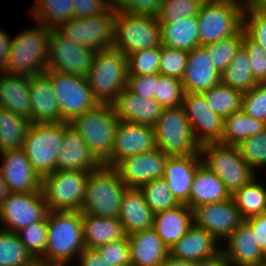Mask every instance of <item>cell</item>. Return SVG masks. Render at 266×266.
Returning <instances> with one entry per match:
<instances>
[{
    "mask_svg": "<svg viewBox=\"0 0 266 266\" xmlns=\"http://www.w3.org/2000/svg\"><path fill=\"white\" fill-rule=\"evenodd\" d=\"M47 223L46 252L38 266H70L85 249L82 213L49 210Z\"/></svg>",
    "mask_w": 266,
    "mask_h": 266,
    "instance_id": "1",
    "label": "cell"
},
{
    "mask_svg": "<svg viewBox=\"0 0 266 266\" xmlns=\"http://www.w3.org/2000/svg\"><path fill=\"white\" fill-rule=\"evenodd\" d=\"M86 79L99 104H112L127 86V56L115 48L96 51Z\"/></svg>",
    "mask_w": 266,
    "mask_h": 266,
    "instance_id": "2",
    "label": "cell"
},
{
    "mask_svg": "<svg viewBox=\"0 0 266 266\" xmlns=\"http://www.w3.org/2000/svg\"><path fill=\"white\" fill-rule=\"evenodd\" d=\"M34 26L13 37L9 59L2 71L32 77L47 70L51 29L39 23Z\"/></svg>",
    "mask_w": 266,
    "mask_h": 266,
    "instance_id": "3",
    "label": "cell"
},
{
    "mask_svg": "<svg viewBox=\"0 0 266 266\" xmlns=\"http://www.w3.org/2000/svg\"><path fill=\"white\" fill-rule=\"evenodd\" d=\"M127 189L113 167L102 165L89 173L81 213L97 217H118L122 196Z\"/></svg>",
    "mask_w": 266,
    "mask_h": 266,
    "instance_id": "4",
    "label": "cell"
},
{
    "mask_svg": "<svg viewBox=\"0 0 266 266\" xmlns=\"http://www.w3.org/2000/svg\"><path fill=\"white\" fill-rule=\"evenodd\" d=\"M118 122L112 104H98L74 117L69 125L80 134L90 151L103 164L111 155Z\"/></svg>",
    "mask_w": 266,
    "mask_h": 266,
    "instance_id": "5",
    "label": "cell"
},
{
    "mask_svg": "<svg viewBox=\"0 0 266 266\" xmlns=\"http://www.w3.org/2000/svg\"><path fill=\"white\" fill-rule=\"evenodd\" d=\"M245 6L239 0H204L197 14L200 46L237 34Z\"/></svg>",
    "mask_w": 266,
    "mask_h": 266,
    "instance_id": "6",
    "label": "cell"
},
{
    "mask_svg": "<svg viewBox=\"0 0 266 266\" xmlns=\"http://www.w3.org/2000/svg\"><path fill=\"white\" fill-rule=\"evenodd\" d=\"M200 153L203 164L223 181L230 196L257 177L236 146L208 143Z\"/></svg>",
    "mask_w": 266,
    "mask_h": 266,
    "instance_id": "7",
    "label": "cell"
},
{
    "mask_svg": "<svg viewBox=\"0 0 266 266\" xmlns=\"http://www.w3.org/2000/svg\"><path fill=\"white\" fill-rule=\"evenodd\" d=\"M161 46L156 16L129 14L116 9L113 48L128 56L141 49Z\"/></svg>",
    "mask_w": 266,
    "mask_h": 266,
    "instance_id": "8",
    "label": "cell"
},
{
    "mask_svg": "<svg viewBox=\"0 0 266 266\" xmlns=\"http://www.w3.org/2000/svg\"><path fill=\"white\" fill-rule=\"evenodd\" d=\"M156 145L168 156L201 155L182 106L164 108L153 126Z\"/></svg>",
    "mask_w": 266,
    "mask_h": 266,
    "instance_id": "9",
    "label": "cell"
},
{
    "mask_svg": "<svg viewBox=\"0 0 266 266\" xmlns=\"http://www.w3.org/2000/svg\"><path fill=\"white\" fill-rule=\"evenodd\" d=\"M63 139V121L31 123L23 144L33 170L41 177L56 171L58 150Z\"/></svg>",
    "mask_w": 266,
    "mask_h": 266,
    "instance_id": "10",
    "label": "cell"
},
{
    "mask_svg": "<svg viewBox=\"0 0 266 266\" xmlns=\"http://www.w3.org/2000/svg\"><path fill=\"white\" fill-rule=\"evenodd\" d=\"M89 171L56 170L42 178V192L51 211L81 212Z\"/></svg>",
    "mask_w": 266,
    "mask_h": 266,
    "instance_id": "11",
    "label": "cell"
},
{
    "mask_svg": "<svg viewBox=\"0 0 266 266\" xmlns=\"http://www.w3.org/2000/svg\"><path fill=\"white\" fill-rule=\"evenodd\" d=\"M49 79L57 100L61 121L89 111L99 103L94 98L86 77L49 70Z\"/></svg>",
    "mask_w": 266,
    "mask_h": 266,
    "instance_id": "12",
    "label": "cell"
},
{
    "mask_svg": "<svg viewBox=\"0 0 266 266\" xmlns=\"http://www.w3.org/2000/svg\"><path fill=\"white\" fill-rule=\"evenodd\" d=\"M116 8L93 17L72 18L57 30L69 40L94 51L113 48Z\"/></svg>",
    "mask_w": 266,
    "mask_h": 266,
    "instance_id": "13",
    "label": "cell"
},
{
    "mask_svg": "<svg viewBox=\"0 0 266 266\" xmlns=\"http://www.w3.org/2000/svg\"><path fill=\"white\" fill-rule=\"evenodd\" d=\"M49 212L42 191L8 192L0 203V229L14 232L44 220Z\"/></svg>",
    "mask_w": 266,
    "mask_h": 266,
    "instance_id": "14",
    "label": "cell"
},
{
    "mask_svg": "<svg viewBox=\"0 0 266 266\" xmlns=\"http://www.w3.org/2000/svg\"><path fill=\"white\" fill-rule=\"evenodd\" d=\"M95 52L65 38L57 29L51 30L47 70L86 77Z\"/></svg>",
    "mask_w": 266,
    "mask_h": 266,
    "instance_id": "15",
    "label": "cell"
},
{
    "mask_svg": "<svg viewBox=\"0 0 266 266\" xmlns=\"http://www.w3.org/2000/svg\"><path fill=\"white\" fill-rule=\"evenodd\" d=\"M182 107L197 143H221L224 119L207 105L203 93L184 92Z\"/></svg>",
    "mask_w": 266,
    "mask_h": 266,
    "instance_id": "16",
    "label": "cell"
},
{
    "mask_svg": "<svg viewBox=\"0 0 266 266\" xmlns=\"http://www.w3.org/2000/svg\"><path fill=\"white\" fill-rule=\"evenodd\" d=\"M157 148L154 127L119 120L110 157L103 165L113 167L121 159Z\"/></svg>",
    "mask_w": 266,
    "mask_h": 266,
    "instance_id": "17",
    "label": "cell"
},
{
    "mask_svg": "<svg viewBox=\"0 0 266 266\" xmlns=\"http://www.w3.org/2000/svg\"><path fill=\"white\" fill-rule=\"evenodd\" d=\"M168 157L161 149L155 148L121 159L113 168L128 188L139 189L151 180L162 178Z\"/></svg>",
    "mask_w": 266,
    "mask_h": 266,
    "instance_id": "18",
    "label": "cell"
},
{
    "mask_svg": "<svg viewBox=\"0 0 266 266\" xmlns=\"http://www.w3.org/2000/svg\"><path fill=\"white\" fill-rule=\"evenodd\" d=\"M243 221L232 197L193 209V223L207 230L219 242L229 237Z\"/></svg>",
    "mask_w": 266,
    "mask_h": 266,
    "instance_id": "19",
    "label": "cell"
},
{
    "mask_svg": "<svg viewBox=\"0 0 266 266\" xmlns=\"http://www.w3.org/2000/svg\"><path fill=\"white\" fill-rule=\"evenodd\" d=\"M0 173L8 192L42 191V178L33 170L22 148L0 153Z\"/></svg>",
    "mask_w": 266,
    "mask_h": 266,
    "instance_id": "20",
    "label": "cell"
},
{
    "mask_svg": "<svg viewBox=\"0 0 266 266\" xmlns=\"http://www.w3.org/2000/svg\"><path fill=\"white\" fill-rule=\"evenodd\" d=\"M224 253L229 266H266V255L253 235L251 225L244 220L224 241Z\"/></svg>",
    "mask_w": 266,
    "mask_h": 266,
    "instance_id": "21",
    "label": "cell"
},
{
    "mask_svg": "<svg viewBox=\"0 0 266 266\" xmlns=\"http://www.w3.org/2000/svg\"><path fill=\"white\" fill-rule=\"evenodd\" d=\"M103 164L90 151L80 134L63 121V139L58 150L56 170L95 171Z\"/></svg>",
    "mask_w": 266,
    "mask_h": 266,
    "instance_id": "22",
    "label": "cell"
},
{
    "mask_svg": "<svg viewBox=\"0 0 266 266\" xmlns=\"http://www.w3.org/2000/svg\"><path fill=\"white\" fill-rule=\"evenodd\" d=\"M221 244L211 233L193 223L186 233L169 248V254L175 258L196 263L221 252Z\"/></svg>",
    "mask_w": 266,
    "mask_h": 266,
    "instance_id": "23",
    "label": "cell"
},
{
    "mask_svg": "<svg viewBox=\"0 0 266 266\" xmlns=\"http://www.w3.org/2000/svg\"><path fill=\"white\" fill-rule=\"evenodd\" d=\"M184 92L203 93L221 82L209 55L202 47L188 51L187 65L181 79Z\"/></svg>",
    "mask_w": 266,
    "mask_h": 266,
    "instance_id": "24",
    "label": "cell"
},
{
    "mask_svg": "<svg viewBox=\"0 0 266 266\" xmlns=\"http://www.w3.org/2000/svg\"><path fill=\"white\" fill-rule=\"evenodd\" d=\"M202 163L201 155H190L169 156L165 164L162 178L177 201L188 207L193 177Z\"/></svg>",
    "mask_w": 266,
    "mask_h": 266,
    "instance_id": "25",
    "label": "cell"
},
{
    "mask_svg": "<svg viewBox=\"0 0 266 266\" xmlns=\"http://www.w3.org/2000/svg\"><path fill=\"white\" fill-rule=\"evenodd\" d=\"M115 114L121 121L154 126L160 118L163 107L154 99H147L125 87L112 103Z\"/></svg>",
    "mask_w": 266,
    "mask_h": 266,
    "instance_id": "26",
    "label": "cell"
},
{
    "mask_svg": "<svg viewBox=\"0 0 266 266\" xmlns=\"http://www.w3.org/2000/svg\"><path fill=\"white\" fill-rule=\"evenodd\" d=\"M31 123L62 122L49 70L30 77Z\"/></svg>",
    "mask_w": 266,
    "mask_h": 266,
    "instance_id": "27",
    "label": "cell"
},
{
    "mask_svg": "<svg viewBox=\"0 0 266 266\" xmlns=\"http://www.w3.org/2000/svg\"><path fill=\"white\" fill-rule=\"evenodd\" d=\"M30 77L0 70V107L31 123Z\"/></svg>",
    "mask_w": 266,
    "mask_h": 266,
    "instance_id": "28",
    "label": "cell"
},
{
    "mask_svg": "<svg viewBox=\"0 0 266 266\" xmlns=\"http://www.w3.org/2000/svg\"><path fill=\"white\" fill-rule=\"evenodd\" d=\"M127 237L131 266H160L169 255V248L162 242L153 227Z\"/></svg>",
    "mask_w": 266,
    "mask_h": 266,
    "instance_id": "29",
    "label": "cell"
},
{
    "mask_svg": "<svg viewBox=\"0 0 266 266\" xmlns=\"http://www.w3.org/2000/svg\"><path fill=\"white\" fill-rule=\"evenodd\" d=\"M120 206L118 218L126 236L153 227L154 213L139 189L128 188L122 196Z\"/></svg>",
    "mask_w": 266,
    "mask_h": 266,
    "instance_id": "30",
    "label": "cell"
},
{
    "mask_svg": "<svg viewBox=\"0 0 266 266\" xmlns=\"http://www.w3.org/2000/svg\"><path fill=\"white\" fill-rule=\"evenodd\" d=\"M193 224V210L186 204L154 214L153 228L162 242L170 248Z\"/></svg>",
    "mask_w": 266,
    "mask_h": 266,
    "instance_id": "31",
    "label": "cell"
},
{
    "mask_svg": "<svg viewBox=\"0 0 266 266\" xmlns=\"http://www.w3.org/2000/svg\"><path fill=\"white\" fill-rule=\"evenodd\" d=\"M223 181L203 163L197 168L190 191L189 207L224 201L230 198Z\"/></svg>",
    "mask_w": 266,
    "mask_h": 266,
    "instance_id": "32",
    "label": "cell"
},
{
    "mask_svg": "<svg viewBox=\"0 0 266 266\" xmlns=\"http://www.w3.org/2000/svg\"><path fill=\"white\" fill-rule=\"evenodd\" d=\"M82 224L85 248L95 249L126 236L118 217H97L82 213Z\"/></svg>",
    "mask_w": 266,
    "mask_h": 266,
    "instance_id": "33",
    "label": "cell"
},
{
    "mask_svg": "<svg viewBox=\"0 0 266 266\" xmlns=\"http://www.w3.org/2000/svg\"><path fill=\"white\" fill-rule=\"evenodd\" d=\"M159 24L161 45L185 51L200 46L197 16Z\"/></svg>",
    "mask_w": 266,
    "mask_h": 266,
    "instance_id": "34",
    "label": "cell"
},
{
    "mask_svg": "<svg viewBox=\"0 0 266 266\" xmlns=\"http://www.w3.org/2000/svg\"><path fill=\"white\" fill-rule=\"evenodd\" d=\"M73 0H36L31 8L34 22L55 30L74 18Z\"/></svg>",
    "mask_w": 266,
    "mask_h": 266,
    "instance_id": "35",
    "label": "cell"
},
{
    "mask_svg": "<svg viewBox=\"0 0 266 266\" xmlns=\"http://www.w3.org/2000/svg\"><path fill=\"white\" fill-rule=\"evenodd\" d=\"M266 129V123L248 116L241 109L224 118L221 144L237 146Z\"/></svg>",
    "mask_w": 266,
    "mask_h": 266,
    "instance_id": "36",
    "label": "cell"
},
{
    "mask_svg": "<svg viewBox=\"0 0 266 266\" xmlns=\"http://www.w3.org/2000/svg\"><path fill=\"white\" fill-rule=\"evenodd\" d=\"M30 121L0 107V153L23 147Z\"/></svg>",
    "mask_w": 266,
    "mask_h": 266,
    "instance_id": "37",
    "label": "cell"
},
{
    "mask_svg": "<svg viewBox=\"0 0 266 266\" xmlns=\"http://www.w3.org/2000/svg\"><path fill=\"white\" fill-rule=\"evenodd\" d=\"M256 177L231 195L244 220L266 212V185Z\"/></svg>",
    "mask_w": 266,
    "mask_h": 266,
    "instance_id": "38",
    "label": "cell"
},
{
    "mask_svg": "<svg viewBox=\"0 0 266 266\" xmlns=\"http://www.w3.org/2000/svg\"><path fill=\"white\" fill-rule=\"evenodd\" d=\"M221 83L242 94L251 90L258 83L250 69V60L243 46L237 51L234 59L221 74Z\"/></svg>",
    "mask_w": 266,
    "mask_h": 266,
    "instance_id": "39",
    "label": "cell"
},
{
    "mask_svg": "<svg viewBox=\"0 0 266 266\" xmlns=\"http://www.w3.org/2000/svg\"><path fill=\"white\" fill-rule=\"evenodd\" d=\"M0 266H38L14 232L0 229Z\"/></svg>",
    "mask_w": 266,
    "mask_h": 266,
    "instance_id": "40",
    "label": "cell"
},
{
    "mask_svg": "<svg viewBox=\"0 0 266 266\" xmlns=\"http://www.w3.org/2000/svg\"><path fill=\"white\" fill-rule=\"evenodd\" d=\"M203 94L210 109L223 119L241 109L242 93L221 82Z\"/></svg>",
    "mask_w": 266,
    "mask_h": 266,
    "instance_id": "41",
    "label": "cell"
},
{
    "mask_svg": "<svg viewBox=\"0 0 266 266\" xmlns=\"http://www.w3.org/2000/svg\"><path fill=\"white\" fill-rule=\"evenodd\" d=\"M245 33L244 28H242L235 35L202 46L219 74H222L234 59L237 51L243 44Z\"/></svg>",
    "mask_w": 266,
    "mask_h": 266,
    "instance_id": "42",
    "label": "cell"
},
{
    "mask_svg": "<svg viewBox=\"0 0 266 266\" xmlns=\"http://www.w3.org/2000/svg\"><path fill=\"white\" fill-rule=\"evenodd\" d=\"M139 190L154 214L180 204L163 178L151 180L143 184Z\"/></svg>",
    "mask_w": 266,
    "mask_h": 266,
    "instance_id": "43",
    "label": "cell"
},
{
    "mask_svg": "<svg viewBox=\"0 0 266 266\" xmlns=\"http://www.w3.org/2000/svg\"><path fill=\"white\" fill-rule=\"evenodd\" d=\"M47 217L39 222L29 224L16 234L26 250L38 261L46 252L47 247Z\"/></svg>",
    "mask_w": 266,
    "mask_h": 266,
    "instance_id": "44",
    "label": "cell"
},
{
    "mask_svg": "<svg viewBox=\"0 0 266 266\" xmlns=\"http://www.w3.org/2000/svg\"><path fill=\"white\" fill-rule=\"evenodd\" d=\"M236 147L239 150L240 156L254 172L260 170L261 167L263 169L266 168V129L248 137Z\"/></svg>",
    "mask_w": 266,
    "mask_h": 266,
    "instance_id": "45",
    "label": "cell"
},
{
    "mask_svg": "<svg viewBox=\"0 0 266 266\" xmlns=\"http://www.w3.org/2000/svg\"><path fill=\"white\" fill-rule=\"evenodd\" d=\"M161 47L135 51L127 56L128 75H151L159 73Z\"/></svg>",
    "mask_w": 266,
    "mask_h": 266,
    "instance_id": "46",
    "label": "cell"
},
{
    "mask_svg": "<svg viewBox=\"0 0 266 266\" xmlns=\"http://www.w3.org/2000/svg\"><path fill=\"white\" fill-rule=\"evenodd\" d=\"M204 0H164L156 17L159 22H173L197 16Z\"/></svg>",
    "mask_w": 266,
    "mask_h": 266,
    "instance_id": "47",
    "label": "cell"
},
{
    "mask_svg": "<svg viewBox=\"0 0 266 266\" xmlns=\"http://www.w3.org/2000/svg\"><path fill=\"white\" fill-rule=\"evenodd\" d=\"M184 89L180 79L158 73L154 99L163 107L182 106Z\"/></svg>",
    "mask_w": 266,
    "mask_h": 266,
    "instance_id": "48",
    "label": "cell"
},
{
    "mask_svg": "<svg viewBox=\"0 0 266 266\" xmlns=\"http://www.w3.org/2000/svg\"><path fill=\"white\" fill-rule=\"evenodd\" d=\"M188 51L161 46L159 74L182 79L187 65Z\"/></svg>",
    "mask_w": 266,
    "mask_h": 266,
    "instance_id": "49",
    "label": "cell"
},
{
    "mask_svg": "<svg viewBox=\"0 0 266 266\" xmlns=\"http://www.w3.org/2000/svg\"><path fill=\"white\" fill-rule=\"evenodd\" d=\"M243 28L246 34L266 52V13L246 4L243 13Z\"/></svg>",
    "mask_w": 266,
    "mask_h": 266,
    "instance_id": "50",
    "label": "cell"
},
{
    "mask_svg": "<svg viewBox=\"0 0 266 266\" xmlns=\"http://www.w3.org/2000/svg\"><path fill=\"white\" fill-rule=\"evenodd\" d=\"M241 110L248 116L266 123V83L257 84L242 94Z\"/></svg>",
    "mask_w": 266,
    "mask_h": 266,
    "instance_id": "51",
    "label": "cell"
},
{
    "mask_svg": "<svg viewBox=\"0 0 266 266\" xmlns=\"http://www.w3.org/2000/svg\"><path fill=\"white\" fill-rule=\"evenodd\" d=\"M112 266H131L128 237L95 248Z\"/></svg>",
    "mask_w": 266,
    "mask_h": 266,
    "instance_id": "52",
    "label": "cell"
},
{
    "mask_svg": "<svg viewBox=\"0 0 266 266\" xmlns=\"http://www.w3.org/2000/svg\"><path fill=\"white\" fill-rule=\"evenodd\" d=\"M242 46L248 54L250 69L255 81L258 84L266 83V52L246 33L244 34Z\"/></svg>",
    "mask_w": 266,
    "mask_h": 266,
    "instance_id": "53",
    "label": "cell"
},
{
    "mask_svg": "<svg viewBox=\"0 0 266 266\" xmlns=\"http://www.w3.org/2000/svg\"><path fill=\"white\" fill-rule=\"evenodd\" d=\"M158 73L151 75H128L127 88L141 97L152 99L156 93Z\"/></svg>",
    "mask_w": 266,
    "mask_h": 266,
    "instance_id": "54",
    "label": "cell"
},
{
    "mask_svg": "<svg viewBox=\"0 0 266 266\" xmlns=\"http://www.w3.org/2000/svg\"><path fill=\"white\" fill-rule=\"evenodd\" d=\"M164 0H122L116 8L129 14L156 16Z\"/></svg>",
    "mask_w": 266,
    "mask_h": 266,
    "instance_id": "55",
    "label": "cell"
},
{
    "mask_svg": "<svg viewBox=\"0 0 266 266\" xmlns=\"http://www.w3.org/2000/svg\"><path fill=\"white\" fill-rule=\"evenodd\" d=\"M74 18L99 16L111 7L104 0H73Z\"/></svg>",
    "mask_w": 266,
    "mask_h": 266,
    "instance_id": "56",
    "label": "cell"
},
{
    "mask_svg": "<svg viewBox=\"0 0 266 266\" xmlns=\"http://www.w3.org/2000/svg\"><path fill=\"white\" fill-rule=\"evenodd\" d=\"M246 221L251 225L253 235H255L262 252L266 255V212L250 217Z\"/></svg>",
    "mask_w": 266,
    "mask_h": 266,
    "instance_id": "57",
    "label": "cell"
},
{
    "mask_svg": "<svg viewBox=\"0 0 266 266\" xmlns=\"http://www.w3.org/2000/svg\"><path fill=\"white\" fill-rule=\"evenodd\" d=\"M77 266H112L96 249L85 248L77 258Z\"/></svg>",
    "mask_w": 266,
    "mask_h": 266,
    "instance_id": "58",
    "label": "cell"
},
{
    "mask_svg": "<svg viewBox=\"0 0 266 266\" xmlns=\"http://www.w3.org/2000/svg\"><path fill=\"white\" fill-rule=\"evenodd\" d=\"M12 37L9 34L0 28V70H2L6 63L8 62L11 45H12Z\"/></svg>",
    "mask_w": 266,
    "mask_h": 266,
    "instance_id": "59",
    "label": "cell"
},
{
    "mask_svg": "<svg viewBox=\"0 0 266 266\" xmlns=\"http://www.w3.org/2000/svg\"><path fill=\"white\" fill-rule=\"evenodd\" d=\"M196 266H229V263L221 251L213 257L196 262Z\"/></svg>",
    "mask_w": 266,
    "mask_h": 266,
    "instance_id": "60",
    "label": "cell"
},
{
    "mask_svg": "<svg viewBox=\"0 0 266 266\" xmlns=\"http://www.w3.org/2000/svg\"><path fill=\"white\" fill-rule=\"evenodd\" d=\"M160 266H196V263L178 259L169 254Z\"/></svg>",
    "mask_w": 266,
    "mask_h": 266,
    "instance_id": "61",
    "label": "cell"
},
{
    "mask_svg": "<svg viewBox=\"0 0 266 266\" xmlns=\"http://www.w3.org/2000/svg\"><path fill=\"white\" fill-rule=\"evenodd\" d=\"M250 5L256 10L266 13V0H252Z\"/></svg>",
    "mask_w": 266,
    "mask_h": 266,
    "instance_id": "62",
    "label": "cell"
},
{
    "mask_svg": "<svg viewBox=\"0 0 266 266\" xmlns=\"http://www.w3.org/2000/svg\"><path fill=\"white\" fill-rule=\"evenodd\" d=\"M7 194H8V190L6 188V184L3 178L1 177V173H0V203L7 196Z\"/></svg>",
    "mask_w": 266,
    "mask_h": 266,
    "instance_id": "63",
    "label": "cell"
},
{
    "mask_svg": "<svg viewBox=\"0 0 266 266\" xmlns=\"http://www.w3.org/2000/svg\"><path fill=\"white\" fill-rule=\"evenodd\" d=\"M110 7L117 8L122 0H104Z\"/></svg>",
    "mask_w": 266,
    "mask_h": 266,
    "instance_id": "64",
    "label": "cell"
},
{
    "mask_svg": "<svg viewBox=\"0 0 266 266\" xmlns=\"http://www.w3.org/2000/svg\"><path fill=\"white\" fill-rule=\"evenodd\" d=\"M239 1H243L245 4H250L252 2V0H239Z\"/></svg>",
    "mask_w": 266,
    "mask_h": 266,
    "instance_id": "65",
    "label": "cell"
}]
</instances>
